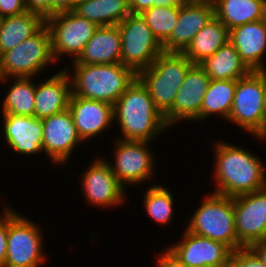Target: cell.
I'll return each instance as SVG.
<instances>
[{
	"instance_id": "6da1fadb",
	"label": "cell",
	"mask_w": 266,
	"mask_h": 267,
	"mask_svg": "<svg viewBox=\"0 0 266 267\" xmlns=\"http://www.w3.org/2000/svg\"><path fill=\"white\" fill-rule=\"evenodd\" d=\"M212 145L215 154L212 192L235 197L266 188V165L258 155L226 140Z\"/></svg>"
},
{
	"instance_id": "7a4b0ae2",
	"label": "cell",
	"mask_w": 266,
	"mask_h": 267,
	"mask_svg": "<svg viewBox=\"0 0 266 267\" xmlns=\"http://www.w3.org/2000/svg\"><path fill=\"white\" fill-rule=\"evenodd\" d=\"M113 114L114 125L122 133L115 136L117 139L152 142L169 130L164 116L137 78L115 102Z\"/></svg>"
},
{
	"instance_id": "3957f363",
	"label": "cell",
	"mask_w": 266,
	"mask_h": 267,
	"mask_svg": "<svg viewBox=\"0 0 266 267\" xmlns=\"http://www.w3.org/2000/svg\"><path fill=\"white\" fill-rule=\"evenodd\" d=\"M70 64L71 68L67 65L63 69L69 75L72 95L111 105L115 104L137 78V74L122 63Z\"/></svg>"
},
{
	"instance_id": "277c9868",
	"label": "cell",
	"mask_w": 266,
	"mask_h": 267,
	"mask_svg": "<svg viewBox=\"0 0 266 267\" xmlns=\"http://www.w3.org/2000/svg\"><path fill=\"white\" fill-rule=\"evenodd\" d=\"M193 65L183 53L163 51L148 68L137 73V79L163 116L173 107L178 90Z\"/></svg>"
},
{
	"instance_id": "5b68a950",
	"label": "cell",
	"mask_w": 266,
	"mask_h": 267,
	"mask_svg": "<svg viewBox=\"0 0 266 267\" xmlns=\"http://www.w3.org/2000/svg\"><path fill=\"white\" fill-rule=\"evenodd\" d=\"M194 211L186 220V231L225 243L233 251L238 249L234 197L211 192Z\"/></svg>"
},
{
	"instance_id": "8992f818",
	"label": "cell",
	"mask_w": 266,
	"mask_h": 267,
	"mask_svg": "<svg viewBox=\"0 0 266 267\" xmlns=\"http://www.w3.org/2000/svg\"><path fill=\"white\" fill-rule=\"evenodd\" d=\"M40 224L8 205L7 251L4 267H41L47 262Z\"/></svg>"
},
{
	"instance_id": "52a82bcc",
	"label": "cell",
	"mask_w": 266,
	"mask_h": 267,
	"mask_svg": "<svg viewBox=\"0 0 266 267\" xmlns=\"http://www.w3.org/2000/svg\"><path fill=\"white\" fill-rule=\"evenodd\" d=\"M0 62L3 78H38L48 66L57 65L48 26L45 24L33 36L4 52Z\"/></svg>"
},
{
	"instance_id": "ba28073f",
	"label": "cell",
	"mask_w": 266,
	"mask_h": 267,
	"mask_svg": "<svg viewBox=\"0 0 266 267\" xmlns=\"http://www.w3.org/2000/svg\"><path fill=\"white\" fill-rule=\"evenodd\" d=\"M265 71H250L237 80L228 121L258 137L264 129Z\"/></svg>"
},
{
	"instance_id": "9c48e42d",
	"label": "cell",
	"mask_w": 266,
	"mask_h": 267,
	"mask_svg": "<svg viewBox=\"0 0 266 267\" xmlns=\"http://www.w3.org/2000/svg\"><path fill=\"white\" fill-rule=\"evenodd\" d=\"M112 143L113 163L107 162L124 187L149 183L154 178L157 155L150 149L152 142L113 138Z\"/></svg>"
},
{
	"instance_id": "30bf717a",
	"label": "cell",
	"mask_w": 266,
	"mask_h": 267,
	"mask_svg": "<svg viewBox=\"0 0 266 267\" xmlns=\"http://www.w3.org/2000/svg\"><path fill=\"white\" fill-rule=\"evenodd\" d=\"M121 35V63L136 74L148 68L164 51L140 14H129L118 24Z\"/></svg>"
},
{
	"instance_id": "8fae6325",
	"label": "cell",
	"mask_w": 266,
	"mask_h": 267,
	"mask_svg": "<svg viewBox=\"0 0 266 267\" xmlns=\"http://www.w3.org/2000/svg\"><path fill=\"white\" fill-rule=\"evenodd\" d=\"M46 25L50 30L52 54L57 65L65 56L71 57L70 62L75 61L98 28L74 11L53 14L46 18Z\"/></svg>"
},
{
	"instance_id": "7c38bea8",
	"label": "cell",
	"mask_w": 266,
	"mask_h": 267,
	"mask_svg": "<svg viewBox=\"0 0 266 267\" xmlns=\"http://www.w3.org/2000/svg\"><path fill=\"white\" fill-rule=\"evenodd\" d=\"M81 173V191L88 205L109 211L127 201L126 187L115 177L105 157H96Z\"/></svg>"
},
{
	"instance_id": "4fadbf2b",
	"label": "cell",
	"mask_w": 266,
	"mask_h": 267,
	"mask_svg": "<svg viewBox=\"0 0 266 267\" xmlns=\"http://www.w3.org/2000/svg\"><path fill=\"white\" fill-rule=\"evenodd\" d=\"M238 249L266 239V188L234 197Z\"/></svg>"
},
{
	"instance_id": "5bb4252c",
	"label": "cell",
	"mask_w": 266,
	"mask_h": 267,
	"mask_svg": "<svg viewBox=\"0 0 266 267\" xmlns=\"http://www.w3.org/2000/svg\"><path fill=\"white\" fill-rule=\"evenodd\" d=\"M42 155L53 165H67L74 149L84 142L79 137L70 111L64 110L42 119Z\"/></svg>"
},
{
	"instance_id": "9a60e30c",
	"label": "cell",
	"mask_w": 266,
	"mask_h": 267,
	"mask_svg": "<svg viewBox=\"0 0 266 267\" xmlns=\"http://www.w3.org/2000/svg\"><path fill=\"white\" fill-rule=\"evenodd\" d=\"M180 241L167 249L193 267H229L233 250L225 243L198 236L184 229Z\"/></svg>"
},
{
	"instance_id": "2e32d148",
	"label": "cell",
	"mask_w": 266,
	"mask_h": 267,
	"mask_svg": "<svg viewBox=\"0 0 266 267\" xmlns=\"http://www.w3.org/2000/svg\"><path fill=\"white\" fill-rule=\"evenodd\" d=\"M210 77L199 65L194 64L187 72L185 79L175 97L173 107L164 115L169 129L179 122H198L201 105L207 91Z\"/></svg>"
},
{
	"instance_id": "e0dca14e",
	"label": "cell",
	"mask_w": 266,
	"mask_h": 267,
	"mask_svg": "<svg viewBox=\"0 0 266 267\" xmlns=\"http://www.w3.org/2000/svg\"><path fill=\"white\" fill-rule=\"evenodd\" d=\"M68 110L83 142L97 138L114 125L113 105L104 101L71 95Z\"/></svg>"
},
{
	"instance_id": "ac0fdd59",
	"label": "cell",
	"mask_w": 266,
	"mask_h": 267,
	"mask_svg": "<svg viewBox=\"0 0 266 267\" xmlns=\"http://www.w3.org/2000/svg\"><path fill=\"white\" fill-rule=\"evenodd\" d=\"M2 136L12 152L30 157L42 151V120L34 116L2 114Z\"/></svg>"
},
{
	"instance_id": "d6986e66",
	"label": "cell",
	"mask_w": 266,
	"mask_h": 267,
	"mask_svg": "<svg viewBox=\"0 0 266 267\" xmlns=\"http://www.w3.org/2000/svg\"><path fill=\"white\" fill-rule=\"evenodd\" d=\"M215 16L212 3H186L179 6L177 23L162 44L165 52L183 53L194 36Z\"/></svg>"
},
{
	"instance_id": "ffe728a7",
	"label": "cell",
	"mask_w": 266,
	"mask_h": 267,
	"mask_svg": "<svg viewBox=\"0 0 266 267\" xmlns=\"http://www.w3.org/2000/svg\"><path fill=\"white\" fill-rule=\"evenodd\" d=\"M229 41L251 71L266 70V18L229 30Z\"/></svg>"
},
{
	"instance_id": "44dd1931",
	"label": "cell",
	"mask_w": 266,
	"mask_h": 267,
	"mask_svg": "<svg viewBox=\"0 0 266 267\" xmlns=\"http://www.w3.org/2000/svg\"><path fill=\"white\" fill-rule=\"evenodd\" d=\"M61 70V71H60ZM35 86L34 117L44 119L67 110L72 95L71 81L65 69H60Z\"/></svg>"
},
{
	"instance_id": "7402d4cb",
	"label": "cell",
	"mask_w": 266,
	"mask_h": 267,
	"mask_svg": "<svg viewBox=\"0 0 266 267\" xmlns=\"http://www.w3.org/2000/svg\"><path fill=\"white\" fill-rule=\"evenodd\" d=\"M71 63H121V35L118 25L98 27L84 46L82 53Z\"/></svg>"
},
{
	"instance_id": "603a6c76",
	"label": "cell",
	"mask_w": 266,
	"mask_h": 267,
	"mask_svg": "<svg viewBox=\"0 0 266 267\" xmlns=\"http://www.w3.org/2000/svg\"><path fill=\"white\" fill-rule=\"evenodd\" d=\"M46 24L39 13L26 11L0 19V56L33 36Z\"/></svg>"
},
{
	"instance_id": "cb8c5ba5",
	"label": "cell",
	"mask_w": 266,
	"mask_h": 267,
	"mask_svg": "<svg viewBox=\"0 0 266 267\" xmlns=\"http://www.w3.org/2000/svg\"><path fill=\"white\" fill-rule=\"evenodd\" d=\"M214 7L228 30L266 18V0H215Z\"/></svg>"
},
{
	"instance_id": "d4e9b609",
	"label": "cell",
	"mask_w": 266,
	"mask_h": 267,
	"mask_svg": "<svg viewBox=\"0 0 266 267\" xmlns=\"http://www.w3.org/2000/svg\"><path fill=\"white\" fill-rule=\"evenodd\" d=\"M229 41V30L214 16L193 38L183 54L200 64Z\"/></svg>"
},
{
	"instance_id": "484cf974",
	"label": "cell",
	"mask_w": 266,
	"mask_h": 267,
	"mask_svg": "<svg viewBox=\"0 0 266 267\" xmlns=\"http://www.w3.org/2000/svg\"><path fill=\"white\" fill-rule=\"evenodd\" d=\"M199 65L213 80H238L251 71L230 41Z\"/></svg>"
},
{
	"instance_id": "4316f807",
	"label": "cell",
	"mask_w": 266,
	"mask_h": 267,
	"mask_svg": "<svg viewBox=\"0 0 266 267\" xmlns=\"http://www.w3.org/2000/svg\"><path fill=\"white\" fill-rule=\"evenodd\" d=\"M236 86L237 80L211 79L203 98L198 123L213 116L228 121Z\"/></svg>"
},
{
	"instance_id": "83f0119b",
	"label": "cell",
	"mask_w": 266,
	"mask_h": 267,
	"mask_svg": "<svg viewBox=\"0 0 266 267\" xmlns=\"http://www.w3.org/2000/svg\"><path fill=\"white\" fill-rule=\"evenodd\" d=\"M73 11L98 27L118 25L130 14L128 0H86Z\"/></svg>"
},
{
	"instance_id": "f1b7e54d",
	"label": "cell",
	"mask_w": 266,
	"mask_h": 267,
	"mask_svg": "<svg viewBox=\"0 0 266 267\" xmlns=\"http://www.w3.org/2000/svg\"><path fill=\"white\" fill-rule=\"evenodd\" d=\"M35 78H3L1 83L6 85L12 80L11 85L7 87V93L2 99V113L21 116H34L35 110ZM4 82V83H3Z\"/></svg>"
},
{
	"instance_id": "f546056e",
	"label": "cell",
	"mask_w": 266,
	"mask_h": 267,
	"mask_svg": "<svg viewBox=\"0 0 266 267\" xmlns=\"http://www.w3.org/2000/svg\"><path fill=\"white\" fill-rule=\"evenodd\" d=\"M143 209L146 210V214L153 220V222L159 224V226H168L169 222H173L174 217V196L172 191L165 187V185L152 184L149 185L145 194H143Z\"/></svg>"
},
{
	"instance_id": "4dcf8cb0",
	"label": "cell",
	"mask_w": 266,
	"mask_h": 267,
	"mask_svg": "<svg viewBox=\"0 0 266 267\" xmlns=\"http://www.w3.org/2000/svg\"><path fill=\"white\" fill-rule=\"evenodd\" d=\"M157 40L163 44L173 32L178 20L179 6H153L140 14Z\"/></svg>"
},
{
	"instance_id": "1f68e13d",
	"label": "cell",
	"mask_w": 266,
	"mask_h": 267,
	"mask_svg": "<svg viewBox=\"0 0 266 267\" xmlns=\"http://www.w3.org/2000/svg\"><path fill=\"white\" fill-rule=\"evenodd\" d=\"M231 267H266L250 248H240L232 252Z\"/></svg>"
},
{
	"instance_id": "d6a6232c",
	"label": "cell",
	"mask_w": 266,
	"mask_h": 267,
	"mask_svg": "<svg viewBox=\"0 0 266 267\" xmlns=\"http://www.w3.org/2000/svg\"><path fill=\"white\" fill-rule=\"evenodd\" d=\"M0 214V267H4L7 251L8 205H4Z\"/></svg>"
},
{
	"instance_id": "836d02e7",
	"label": "cell",
	"mask_w": 266,
	"mask_h": 267,
	"mask_svg": "<svg viewBox=\"0 0 266 267\" xmlns=\"http://www.w3.org/2000/svg\"><path fill=\"white\" fill-rule=\"evenodd\" d=\"M27 11L25 0H0V19Z\"/></svg>"
},
{
	"instance_id": "e575fe53",
	"label": "cell",
	"mask_w": 266,
	"mask_h": 267,
	"mask_svg": "<svg viewBox=\"0 0 266 267\" xmlns=\"http://www.w3.org/2000/svg\"><path fill=\"white\" fill-rule=\"evenodd\" d=\"M166 249V250H165ZM161 252L157 257V267H193L181 262L175 255H173L167 248Z\"/></svg>"
},
{
	"instance_id": "d590c367",
	"label": "cell",
	"mask_w": 266,
	"mask_h": 267,
	"mask_svg": "<svg viewBox=\"0 0 266 267\" xmlns=\"http://www.w3.org/2000/svg\"><path fill=\"white\" fill-rule=\"evenodd\" d=\"M28 11L41 14L45 19L51 16V0H25Z\"/></svg>"
},
{
	"instance_id": "8d00e7d4",
	"label": "cell",
	"mask_w": 266,
	"mask_h": 267,
	"mask_svg": "<svg viewBox=\"0 0 266 267\" xmlns=\"http://www.w3.org/2000/svg\"><path fill=\"white\" fill-rule=\"evenodd\" d=\"M74 10V0H51V15Z\"/></svg>"
},
{
	"instance_id": "74e56055",
	"label": "cell",
	"mask_w": 266,
	"mask_h": 267,
	"mask_svg": "<svg viewBox=\"0 0 266 267\" xmlns=\"http://www.w3.org/2000/svg\"><path fill=\"white\" fill-rule=\"evenodd\" d=\"M131 14H141L153 7V0H128Z\"/></svg>"
},
{
	"instance_id": "f35d334b",
	"label": "cell",
	"mask_w": 266,
	"mask_h": 267,
	"mask_svg": "<svg viewBox=\"0 0 266 267\" xmlns=\"http://www.w3.org/2000/svg\"><path fill=\"white\" fill-rule=\"evenodd\" d=\"M266 266V239L256 242L249 247Z\"/></svg>"
},
{
	"instance_id": "ab89813d",
	"label": "cell",
	"mask_w": 266,
	"mask_h": 267,
	"mask_svg": "<svg viewBox=\"0 0 266 267\" xmlns=\"http://www.w3.org/2000/svg\"><path fill=\"white\" fill-rule=\"evenodd\" d=\"M185 4L182 0H153V6H181Z\"/></svg>"
},
{
	"instance_id": "60d3db41",
	"label": "cell",
	"mask_w": 266,
	"mask_h": 267,
	"mask_svg": "<svg viewBox=\"0 0 266 267\" xmlns=\"http://www.w3.org/2000/svg\"><path fill=\"white\" fill-rule=\"evenodd\" d=\"M185 4L186 3H212L214 4L215 0H182Z\"/></svg>"
},
{
	"instance_id": "b9f144b4",
	"label": "cell",
	"mask_w": 266,
	"mask_h": 267,
	"mask_svg": "<svg viewBox=\"0 0 266 267\" xmlns=\"http://www.w3.org/2000/svg\"><path fill=\"white\" fill-rule=\"evenodd\" d=\"M266 125V70H265V95H264V127Z\"/></svg>"
},
{
	"instance_id": "7bdbcfd3",
	"label": "cell",
	"mask_w": 266,
	"mask_h": 267,
	"mask_svg": "<svg viewBox=\"0 0 266 267\" xmlns=\"http://www.w3.org/2000/svg\"><path fill=\"white\" fill-rule=\"evenodd\" d=\"M258 141H261L262 140V142L263 141H266L265 139H266V125H265V127H264V129H263V131L261 132V134L258 136V137H255Z\"/></svg>"
},
{
	"instance_id": "ee69618b",
	"label": "cell",
	"mask_w": 266,
	"mask_h": 267,
	"mask_svg": "<svg viewBox=\"0 0 266 267\" xmlns=\"http://www.w3.org/2000/svg\"><path fill=\"white\" fill-rule=\"evenodd\" d=\"M82 1H86V0H74V8H75V5L82 2Z\"/></svg>"
},
{
	"instance_id": "f6af8a7d",
	"label": "cell",
	"mask_w": 266,
	"mask_h": 267,
	"mask_svg": "<svg viewBox=\"0 0 266 267\" xmlns=\"http://www.w3.org/2000/svg\"><path fill=\"white\" fill-rule=\"evenodd\" d=\"M2 80H3V76H2V72H1V62H0V84H1Z\"/></svg>"
}]
</instances>
